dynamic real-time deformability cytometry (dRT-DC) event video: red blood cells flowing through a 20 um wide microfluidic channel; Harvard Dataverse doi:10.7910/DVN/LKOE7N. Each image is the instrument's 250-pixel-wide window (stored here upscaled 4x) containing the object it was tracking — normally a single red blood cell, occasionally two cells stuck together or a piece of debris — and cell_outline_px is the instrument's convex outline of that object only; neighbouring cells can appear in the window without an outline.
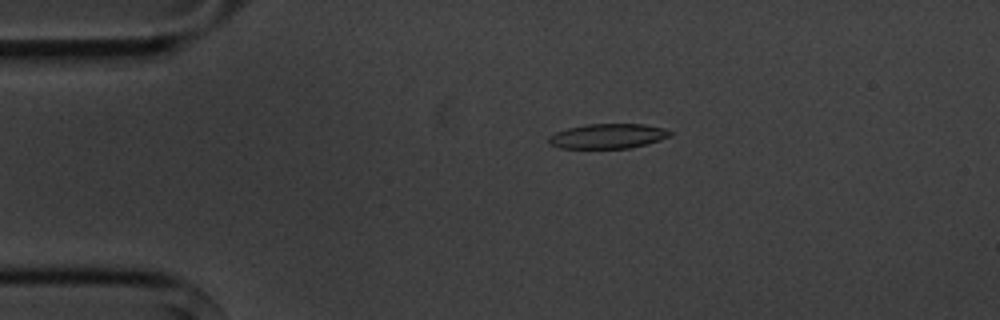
{"species": "common noctule bat (a hibernating species)", "species_latin": "Nyctalus noctula", "temperature_condition": "cold", "stored_images_in_passage": 4, "camera_frame_rate_fps": 3000, "um_per_image_px": 0.085, "animal": {"sex": "male", "body_mass_g": 20.1, "forearm_length_mm": 53.5}, "frame": {"image": 1, "passage_image": 3, "time_ms": 2.667, "image_size_px": [1000, 320], "cell_outline_px": [[672, 136], [660, 140], [628, 148], [560, 148], [548, 144], [548, 136], [556, 132], [568, 128], [584, 124], [644, 124], [664, 128], [672, 132]], "centroid_in_image_um": [51.65, 11.56], "position_along_channel_um": 33.4, "area_um2": 17.57}}